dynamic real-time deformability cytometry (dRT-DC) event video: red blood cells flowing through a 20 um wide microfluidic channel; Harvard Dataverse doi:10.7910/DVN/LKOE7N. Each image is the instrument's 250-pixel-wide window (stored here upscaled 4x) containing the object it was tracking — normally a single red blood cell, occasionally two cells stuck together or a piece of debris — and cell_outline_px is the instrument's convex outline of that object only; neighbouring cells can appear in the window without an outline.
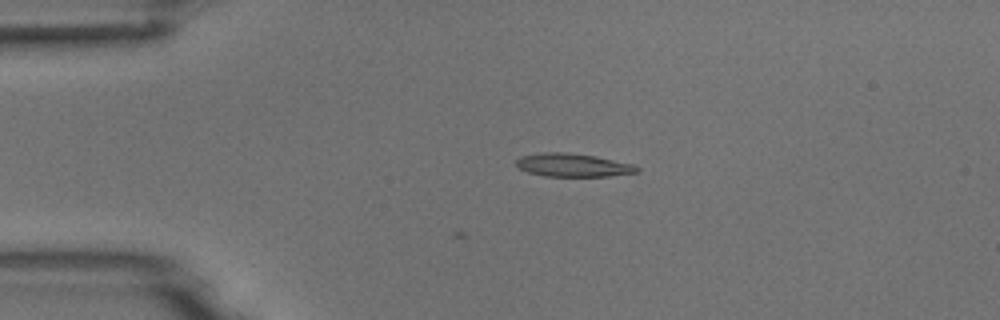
{"species": "common noctule bat (a hibernating species)", "species_latin": "Nyctalus noctula", "temperature_condition": "room temperature", "stored_images_in_passage": 4, "camera_frame_rate_fps": 3000, "um_per_image_px": 0.085, "animal": {"sex": "male", "body_mass_g": 18.8}, "frame": {"image": 1, "passage_image": 3, "time_ms": 3.333, "image_size_px": [1000, 320], "cell_outline_px": [[640, 172], [608, 176], [544, 176], [528, 172], [520, 168], [516, 164], [516, 160], [520, 156], [540, 152], [564, 152], [596, 156], [632, 164], [640, 168]], "centroid_in_image_um": [48.7, 14.03], "position_along_channel_um": 36.3, "area_um2": 16.36}}